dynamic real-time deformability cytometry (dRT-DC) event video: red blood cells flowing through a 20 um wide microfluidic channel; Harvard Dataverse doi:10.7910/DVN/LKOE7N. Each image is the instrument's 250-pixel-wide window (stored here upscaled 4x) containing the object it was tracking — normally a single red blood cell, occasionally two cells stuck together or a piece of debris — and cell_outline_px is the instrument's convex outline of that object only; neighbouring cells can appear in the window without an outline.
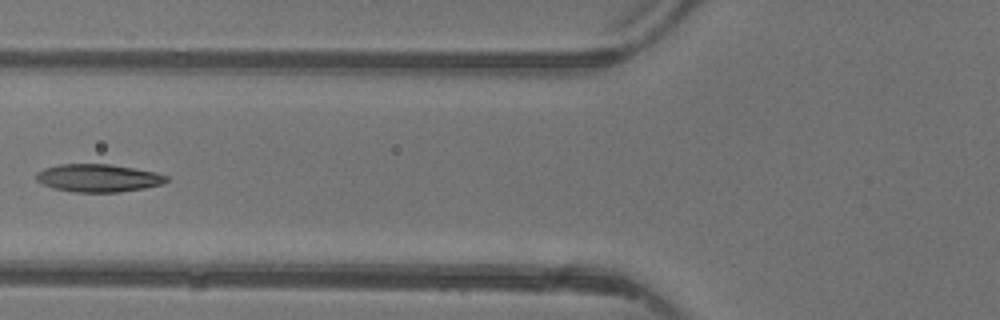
{"species": "common noctule bat (a hibernating species)", "species_latin": "Nyctalus noctula", "temperature_condition": "warm", "stored_images_in_passage": 5, "camera_frame_rate_fps": 3000, "um_per_image_px": 0.085, "animal": {"sex": "female"}, "frame": {"image": 1, "passage_image": 5, "time_ms": 5.0, "image_size_px": [1000, 320], "cell_outline_px": [[168, 180], [164, 184], [144, 188], [120, 192], [72, 192], [52, 188], [36, 180], [36, 172], [44, 168], [60, 164], [108, 164], [156, 172], [168, 176]], "centroid_in_image_um": [8.35, 15.13], "position_along_channel_um": 117.5, "area_um2": 21.15}}